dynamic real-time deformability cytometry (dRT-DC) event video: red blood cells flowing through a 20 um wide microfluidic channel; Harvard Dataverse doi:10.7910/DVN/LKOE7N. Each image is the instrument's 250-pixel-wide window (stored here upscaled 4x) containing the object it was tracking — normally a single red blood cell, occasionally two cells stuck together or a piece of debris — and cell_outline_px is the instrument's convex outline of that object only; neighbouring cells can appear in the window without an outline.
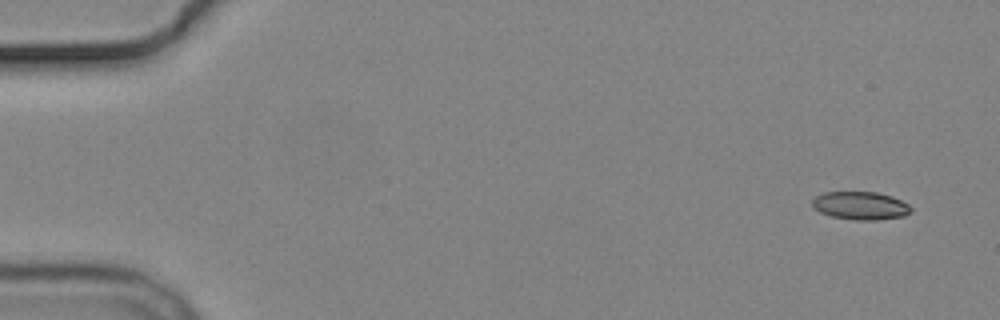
{"species": "common noctule bat (a hibernating species)", "species_latin": "Nyctalus noctula", "temperature_condition": "cold", "stored_images_in_passage": 3, "camera_frame_rate_fps": 3000, "um_per_image_px": 0.085, "animal": {"sex": "male", "body_mass_g": 19.2, "forearm_length_mm": 51.8}, "frame": {"image": 1, "passage_image": 3, "time_ms": 2.667, "image_size_px": [1000, 320], "cell_outline_px": [[912, 212], [904, 216], [876, 220], [856, 220], [832, 216], [820, 212], [812, 208], [812, 200], [816, 196], [824, 192], [876, 192], [892, 196], [908, 204], [912, 208]], "centroid_in_image_um": [73.14, 17.48], "position_along_channel_um": 11.9, "area_um2": 16.18}}